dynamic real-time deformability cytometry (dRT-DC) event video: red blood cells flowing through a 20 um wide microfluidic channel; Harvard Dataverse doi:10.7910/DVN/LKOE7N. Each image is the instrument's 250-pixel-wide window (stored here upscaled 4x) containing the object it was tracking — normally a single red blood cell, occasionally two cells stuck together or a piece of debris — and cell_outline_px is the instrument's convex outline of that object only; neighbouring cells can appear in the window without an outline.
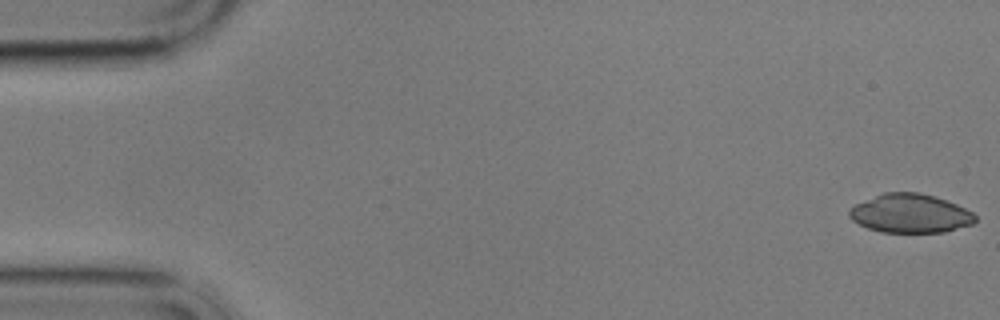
{"species": "common noctule bat (a hibernating species)", "species_latin": "Nyctalus noctula", "temperature_condition": "cold", "stored_images_in_passage": 57, "camera_frame_rate_fps": 3000, "um_per_image_px": 0.085, "animal": {"sex": "male", "body_mass_g": 17.9}, "frame": {"image": 1, "passage_image": 1, "time_ms": 0.0, "image_size_px": [1000, 320], "cell_outline_px": [[976, 220], [972, 224], [944, 232], [880, 232], [868, 228], [852, 220], [848, 216], [848, 208], [856, 204], [884, 192], [920, 192], [936, 196], [956, 204], [972, 212], [976, 216]], "centroid_in_image_um": [77.36, 18.14], "position_along_channel_um": 7.6, "area_um2": 28.5}}